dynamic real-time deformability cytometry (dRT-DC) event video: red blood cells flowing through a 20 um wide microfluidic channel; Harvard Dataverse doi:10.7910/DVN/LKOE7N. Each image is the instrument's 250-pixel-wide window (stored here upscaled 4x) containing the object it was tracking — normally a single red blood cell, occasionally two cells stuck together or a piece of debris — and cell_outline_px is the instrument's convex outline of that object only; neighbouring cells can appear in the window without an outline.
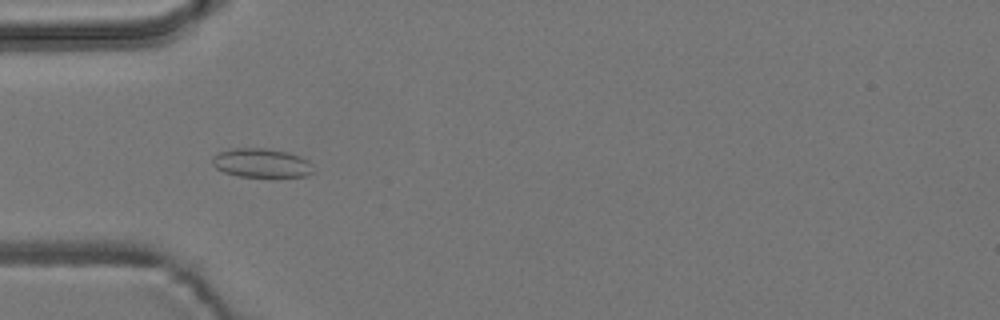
{"species": "common noctule bat (a hibernating species)", "species_latin": "Nyctalus noctula", "temperature_condition": "room temperature", "stored_images_in_passage": 4, "camera_frame_rate_fps": 3000, "um_per_image_px": 0.085, "animal": {"sex": "male", "body_mass_g": 19.2, "forearm_length_mm": 51.8}, "frame": {"image": 1, "passage_image": 3, "time_ms": 2.333, "image_size_px": [1000, 320], "cell_outline_px": [[312, 172], [304, 176], [240, 176], [224, 172], [216, 168], [212, 164], [212, 156], [220, 152], [232, 148], [264, 148], [288, 152], [300, 156], [308, 160]], "centroid_in_image_um": [22.17, 13.84], "position_along_channel_um": 62.8, "area_um2": 16.76}}